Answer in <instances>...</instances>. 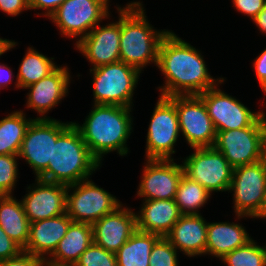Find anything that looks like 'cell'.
<instances>
[{
	"mask_svg": "<svg viewBox=\"0 0 266 266\" xmlns=\"http://www.w3.org/2000/svg\"><path fill=\"white\" fill-rule=\"evenodd\" d=\"M156 67L165 78L160 96L200 95L225 82L213 78L201 52L172 31L160 43Z\"/></svg>",
	"mask_w": 266,
	"mask_h": 266,
	"instance_id": "obj_1",
	"label": "cell"
},
{
	"mask_svg": "<svg viewBox=\"0 0 266 266\" xmlns=\"http://www.w3.org/2000/svg\"><path fill=\"white\" fill-rule=\"evenodd\" d=\"M133 108L94 104L82 125L72 122L92 156L101 164L104 155L116 151L128 154L127 141L133 132Z\"/></svg>",
	"mask_w": 266,
	"mask_h": 266,
	"instance_id": "obj_2",
	"label": "cell"
},
{
	"mask_svg": "<svg viewBox=\"0 0 266 266\" xmlns=\"http://www.w3.org/2000/svg\"><path fill=\"white\" fill-rule=\"evenodd\" d=\"M145 13L140 1L120 7V61L141 73L148 63L157 65L160 43L170 31L154 29Z\"/></svg>",
	"mask_w": 266,
	"mask_h": 266,
	"instance_id": "obj_3",
	"label": "cell"
},
{
	"mask_svg": "<svg viewBox=\"0 0 266 266\" xmlns=\"http://www.w3.org/2000/svg\"><path fill=\"white\" fill-rule=\"evenodd\" d=\"M100 165L72 123L53 142L52 162L39 179L68 186L91 178Z\"/></svg>",
	"mask_w": 266,
	"mask_h": 266,
	"instance_id": "obj_4",
	"label": "cell"
},
{
	"mask_svg": "<svg viewBox=\"0 0 266 266\" xmlns=\"http://www.w3.org/2000/svg\"><path fill=\"white\" fill-rule=\"evenodd\" d=\"M93 74V99L96 105L132 108L133 94L140 71L122 61L90 69Z\"/></svg>",
	"mask_w": 266,
	"mask_h": 266,
	"instance_id": "obj_5",
	"label": "cell"
},
{
	"mask_svg": "<svg viewBox=\"0 0 266 266\" xmlns=\"http://www.w3.org/2000/svg\"><path fill=\"white\" fill-rule=\"evenodd\" d=\"M265 136L264 112L250 127L217 132L213 147L235 168L261 160Z\"/></svg>",
	"mask_w": 266,
	"mask_h": 266,
	"instance_id": "obj_6",
	"label": "cell"
},
{
	"mask_svg": "<svg viewBox=\"0 0 266 266\" xmlns=\"http://www.w3.org/2000/svg\"><path fill=\"white\" fill-rule=\"evenodd\" d=\"M121 204L116 196L97 186L91 179L67 186L66 213L73 222L92 225Z\"/></svg>",
	"mask_w": 266,
	"mask_h": 266,
	"instance_id": "obj_7",
	"label": "cell"
},
{
	"mask_svg": "<svg viewBox=\"0 0 266 266\" xmlns=\"http://www.w3.org/2000/svg\"><path fill=\"white\" fill-rule=\"evenodd\" d=\"M109 0H65L50 16L66 38L79 42L102 20L109 19ZM78 37V38H77Z\"/></svg>",
	"mask_w": 266,
	"mask_h": 266,
	"instance_id": "obj_8",
	"label": "cell"
},
{
	"mask_svg": "<svg viewBox=\"0 0 266 266\" xmlns=\"http://www.w3.org/2000/svg\"><path fill=\"white\" fill-rule=\"evenodd\" d=\"M233 191L234 212L240 218H257L266 194V169L263 162L234 168L229 192Z\"/></svg>",
	"mask_w": 266,
	"mask_h": 266,
	"instance_id": "obj_9",
	"label": "cell"
},
{
	"mask_svg": "<svg viewBox=\"0 0 266 266\" xmlns=\"http://www.w3.org/2000/svg\"><path fill=\"white\" fill-rule=\"evenodd\" d=\"M146 159H173L174 145L180 136L175 96H160L148 125Z\"/></svg>",
	"mask_w": 266,
	"mask_h": 266,
	"instance_id": "obj_10",
	"label": "cell"
},
{
	"mask_svg": "<svg viewBox=\"0 0 266 266\" xmlns=\"http://www.w3.org/2000/svg\"><path fill=\"white\" fill-rule=\"evenodd\" d=\"M72 124L56 119H34L22 141L18 157L24 159L33 169L36 178L46 170L52 162L53 142Z\"/></svg>",
	"mask_w": 266,
	"mask_h": 266,
	"instance_id": "obj_11",
	"label": "cell"
},
{
	"mask_svg": "<svg viewBox=\"0 0 266 266\" xmlns=\"http://www.w3.org/2000/svg\"><path fill=\"white\" fill-rule=\"evenodd\" d=\"M183 160L184 175L208 192L229 191L234 168L214 147L193 148V153Z\"/></svg>",
	"mask_w": 266,
	"mask_h": 266,
	"instance_id": "obj_12",
	"label": "cell"
},
{
	"mask_svg": "<svg viewBox=\"0 0 266 266\" xmlns=\"http://www.w3.org/2000/svg\"><path fill=\"white\" fill-rule=\"evenodd\" d=\"M180 133L190 148L213 147L216 129L198 95L175 96Z\"/></svg>",
	"mask_w": 266,
	"mask_h": 266,
	"instance_id": "obj_13",
	"label": "cell"
},
{
	"mask_svg": "<svg viewBox=\"0 0 266 266\" xmlns=\"http://www.w3.org/2000/svg\"><path fill=\"white\" fill-rule=\"evenodd\" d=\"M218 87L198 95L207 108L216 132L250 127L264 113L263 110L252 111Z\"/></svg>",
	"mask_w": 266,
	"mask_h": 266,
	"instance_id": "obj_14",
	"label": "cell"
},
{
	"mask_svg": "<svg viewBox=\"0 0 266 266\" xmlns=\"http://www.w3.org/2000/svg\"><path fill=\"white\" fill-rule=\"evenodd\" d=\"M137 196L143 200H171L184 174L182 164L173 159H146Z\"/></svg>",
	"mask_w": 266,
	"mask_h": 266,
	"instance_id": "obj_15",
	"label": "cell"
},
{
	"mask_svg": "<svg viewBox=\"0 0 266 266\" xmlns=\"http://www.w3.org/2000/svg\"><path fill=\"white\" fill-rule=\"evenodd\" d=\"M116 8L118 21L101 26L99 23L75 43L77 50L92 64L90 69L120 61V6Z\"/></svg>",
	"mask_w": 266,
	"mask_h": 266,
	"instance_id": "obj_16",
	"label": "cell"
},
{
	"mask_svg": "<svg viewBox=\"0 0 266 266\" xmlns=\"http://www.w3.org/2000/svg\"><path fill=\"white\" fill-rule=\"evenodd\" d=\"M27 190L21 201L30 223L66 213L67 185L36 178L35 184L29 185Z\"/></svg>",
	"mask_w": 266,
	"mask_h": 266,
	"instance_id": "obj_17",
	"label": "cell"
},
{
	"mask_svg": "<svg viewBox=\"0 0 266 266\" xmlns=\"http://www.w3.org/2000/svg\"><path fill=\"white\" fill-rule=\"evenodd\" d=\"M67 66H58L53 72L24 89L27 93V109H34L40 117L36 119H50L48 111L60 103L69 93L71 76Z\"/></svg>",
	"mask_w": 266,
	"mask_h": 266,
	"instance_id": "obj_18",
	"label": "cell"
},
{
	"mask_svg": "<svg viewBox=\"0 0 266 266\" xmlns=\"http://www.w3.org/2000/svg\"><path fill=\"white\" fill-rule=\"evenodd\" d=\"M136 212L121 204L113 212L93 223V242L116 253L137 230Z\"/></svg>",
	"mask_w": 266,
	"mask_h": 266,
	"instance_id": "obj_19",
	"label": "cell"
},
{
	"mask_svg": "<svg viewBox=\"0 0 266 266\" xmlns=\"http://www.w3.org/2000/svg\"><path fill=\"white\" fill-rule=\"evenodd\" d=\"M207 224L201 214H182L165 238L188 257L203 256L206 252Z\"/></svg>",
	"mask_w": 266,
	"mask_h": 266,
	"instance_id": "obj_20",
	"label": "cell"
},
{
	"mask_svg": "<svg viewBox=\"0 0 266 266\" xmlns=\"http://www.w3.org/2000/svg\"><path fill=\"white\" fill-rule=\"evenodd\" d=\"M71 222L67 213H64L54 218L30 223L29 239L23 251L45 261L65 236Z\"/></svg>",
	"mask_w": 266,
	"mask_h": 266,
	"instance_id": "obj_21",
	"label": "cell"
},
{
	"mask_svg": "<svg viewBox=\"0 0 266 266\" xmlns=\"http://www.w3.org/2000/svg\"><path fill=\"white\" fill-rule=\"evenodd\" d=\"M136 215L137 230L165 237L182 215L174 199L143 200Z\"/></svg>",
	"mask_w": 266,
	"mask_h": 266,
	"instance_id": "obj_22",
	"label": "cell"
},
{
	"mask_svg": "<svg viewBox=\"0 0 266 266\" xmlns=\"http://www.w3.org/2000/svg\"><path fill=\"white\" fill-rule=\"evenodd\" d=\"M92 243V226L72 221L54 252L45 260V266H74Z\"/></svg>",
	"mask_w": 266,
	"mask_h": 266,
	"instance_id": "obj_23",
	"label": "cell"
},
{
	"mask_svg": "<svg viewBox=\"0 0 266 266\" xmlns=\"http://www.w3.org/2000/svg\"><path fill=\"white\" fill-rule=\"evenodd\" d=\"M251 239L245 227L234 222H208L205 255L223 258Z\"/></svg>",
	"mask_w": 266,
	"mask_h": 266,
	"instance_id": "obj_24",
	"label": "cell"
},
{
	"mask_svg": "<svg viewBox=\"0 0 266 266\" xmlns=\"http://www.w3.org/2000/svg\"><path fill=\"white\" fill-rule=\"evenodd\" d=\"M0 227L22 249L29 239L30 221L22 201L12 195L0 196Z\"/></svg>",
	"mask_w": 266,
	"mask_h": 266,
	"instance_id": "obj_25",
	"label": "cell"
},
{
	"mask_svg": "<svg viewBox=\"0 0 266 266\" xmlns=\"http://www.w3.org/2000/svg\"><path fill=\"white\" fill-rule=\"evenodd\" d=\"M160 238L158 234L136 230L115 253L117 266H149L150 253Z\"/></svg>",
	"mask_w": 266,
	"mask_h": 266,
	"instance_id": "obj_26",
	"label": "cell"
},
{
	"mask_svg": "<svg viewBox=\"0 0 266 266\" xmlns=\"http://www.w3.org/2000/svg\"><path fill=\"white\" fill-rule=\"evenodd\" d=\"M53 60L33 47H28L19 65L14 88L24 89L49 75L59 66Z\"/></svg>",
	"mask_w": 266,
	"mask_h": 266,
	"instance_id": "obj_27",
	"label": "cell"
},
{
	"mask_svg": "<svg viewBox=\"0 0 266 266\" xmlns=\"http://www.w3.org/2000/svg\"><path fill=\"white\" fill-rule=\"evenodd\" d=\"M34 118H26V114L13 111L0 120V155H18L26 131Z\"/></svg>",
	"mask_w": 266,
	"mask_h": 266,
	"instance_id": "obj_28",
	"label": "cell"
},
{
	"mask_svg": "<svg viewBox=\"0 0 266 266\" xmlns=\"http://www.w3.org/2000/svg\"><path fill=\"white\" fill-rule=\"evenodd\" d=\"M209 197H211L210 192L183 174L174 200L181 214L193 215L201 214L198 210L204 207Z\"/></svg>",
	"mask_w": 266,
	"mask_h": 266,
	"instance_id": "obj_29",
	"label": "cell"
},
{
	"mask_svg": "<svg viewBox=\"0 0 266 266\" xmlns=\"http://www.w3.org/2000/svg\"><path fill=\"white\" fill-rule=\"evenodd\" d=\"M226 266H266V244L257 245L252 238L220 259Z\"/></svg>",
	"mask_w": 266,
	"mask_h": 266,
	"instance_id": "obj_30",
	"label": "cell"
},
{
	"mask_svg": "<svg viewBox=\"0 0 266 266\" xmlns=\"http://www.w3.org/2000/svg\"><path fill=\"white\" fill-rule=\"evenodd\" d=\"M18 155H0V196L12 195L18 175Z\"/></svg>",
	"mask_w": 266,
	"mask_h": 266,
	"instance_id": "obj_31",
	"label": "cell"
},
{
	"mask_svg": "<svg viewBox=\"0 0 266 266\" xmlns=\"http://www.w3.org/2000/svg\"><path fill=\"white\" fill-rule=\"evenodd\" d=\"M74 266H117L116 255L93 242Z\"/></svg>",
	"mask_w": 266,
	"mask_h": 266,
	"instance_id": "obj_32",
	"label": "cell"
},
{
	"mask_svg": "<svg viewBox=\"0 0 266 266\" xmlns=\"http://www.w3.org/2000/svg\"><path fill=\"white\" fill-rule=\"evenodd\" d=\"M177 252L165 237H161L152 248L149 266H179Z\"/></svg>",
	"mask_w": 266,
	"mask_h": 266,
	"instance_id": "obj_33",
	"label": "cell"
},
{
	"mask_svg": "<svg viewBox=\"0 0 266 266\" xmlns=\"http://www.w3.org/2000/svg\"><path fill=\"white\" fill-rule=\"evenodd\" d=\"M233 7L253 20L264 8L266 0H232Z\"/></svg>",
	"mask_w": 266,
	"mask_h": 266,
	"instance_id": "obj_34",
	"label": "cell"
},
{
	"mask_svg": "<svg viewBox=\"0 0 266 266\" xmlns=\"http://www.w3.org/2000/svg\"><path fill=\"white\" fill-rule=\"evenodd\" d=\"M23 249L0 227V261L18 256Z\"/></svg>",
	"mask_w": 266,
	"mask_h": 266,
	"instance_id": "obj_35",
	"label": "cell"
},
{
	"mask_svg": "<svg viewBox=\"0 0 266 266\" xmlns=\"http://www.w3.org/2000/svg\"><path fill=\"white\" fill-rule=\"evenodd\" d=\"M0 266H45V261L22 251L18 256L0 261Z\"/></svg>",
	"mask_w": 266,
	"mask_h": 266,
	"instance_id": "obj_36",
	"label": "cell"
},
{
	"mask_svg": "<svg viewBox=\"0 0 266 266\" xmlns=\"http://www.w3.org/2000/svg\"><path fill=\"white\" fill-rule=\"evenodd\" d=\"M0 10L9 16H18L24 10H30L29 0H0Z\"/></svg>",
	"mask_w": 266,
	"mask_h": 266,
	"instance_id": "obj_37",
	"label": "cell"
},
{
	"mask_svg": "<svg viewBox=\"0 0 266 266\" xmlns=\"http://www.w3.org/2000/svg\"><path fill=\"white\" fill-rule=\"evenodd\" d=\"M65 0H29V8L30 10H43V16L50 18V16L57 10V8L64 2Z\"/></svg>",
	"mask_w": 266,
	"mask_h": 266,
	"instance_id": "obj_38",
	"label": "cell"
},
{
	"mask_svg": "<svg viewBox=\"0 0 266 266\" xmlns=\"http://www.w3.org/2000/svg\"><path fill=\"white\" fill-rule=\"evenodd\" d=\"M256 78L266 96V48L256 57L253 62Z\"/></svg>",
	"mask_w": 266,
	"mask_h": 266,
	"instance_id": "obj_39",
	"label": "cell"
},
{
	"mask_svg": "<svg viewBox=\"0 0 266 266\" xmlns=\"http://www.w3.org/2000/svg\"><path fill=\"white\" fill-rule=\"evenodd\" d=\"M10 67L0 63V89L7 87L14 79Z\"/></svg>",
	"mask_w": 266,
	"mask_h": 266,
	"instance_id": "obj_40",
	"label": "cell"
},
{
	"mask_svg": "<svg viewBox=\"0 0 266 266\" xmlns=\"http://www.w3.org/2000/svg\"><path fill=\"white\" fill-rule=\"evenodd\" d=\"M252 21L256 24L258 30H260L262 34H266V4Z\"/></svg>",
	"mask_w": 266,
	"mask_h": 266,
	"instance_id": "obj_41",
	"label": "cell"
},
{
	"mask_svg": "<svg viewBox=\"0 0 266 266\" xmlns=\"http://www.w3.org/2000/svg\"><path fill=\"white\" fill-rule=\"evenodd\" d=\"M17 42H14V40L9 39H3L0 37V56L9 50H11L13 47L17 46Z\"/></svg>",
	"mask_w": 266,
	"mask_h": 266,
	"instance_id": "obj_42",
	"label": "cell"
},
{
	"mask_svg": "<svg viewBox=\"0 0 266 266\" xmlns=\"http://www.w3.org/2000/svg\"><path fill=\"white\" fill-rule=\"evenodd\" d=\"M261 161L263 162L264 167L266 169V136L263 142Z\"/></svg>",
	"mask_w": 266,
	"mask_h": 266,
	"instance_id": "obj_43",
	"label": "cell"
},
{
	"mask_svg": "<svg viewBox=\"0 0 266 266\" xmlns=\"http://www.w3.org/2000/svg\"><path fill=\"white\" fill-rule=\"evenodd\" d=\"M257 218L266 219V194H265V199H264V203H263V206H262L261 213H260V215Z\"/></svg>",
	"mask_w": 266,
	"mask_h": 266,
	"instance_id": "obj_44",
	"label": "cell"
}]
</instances>
